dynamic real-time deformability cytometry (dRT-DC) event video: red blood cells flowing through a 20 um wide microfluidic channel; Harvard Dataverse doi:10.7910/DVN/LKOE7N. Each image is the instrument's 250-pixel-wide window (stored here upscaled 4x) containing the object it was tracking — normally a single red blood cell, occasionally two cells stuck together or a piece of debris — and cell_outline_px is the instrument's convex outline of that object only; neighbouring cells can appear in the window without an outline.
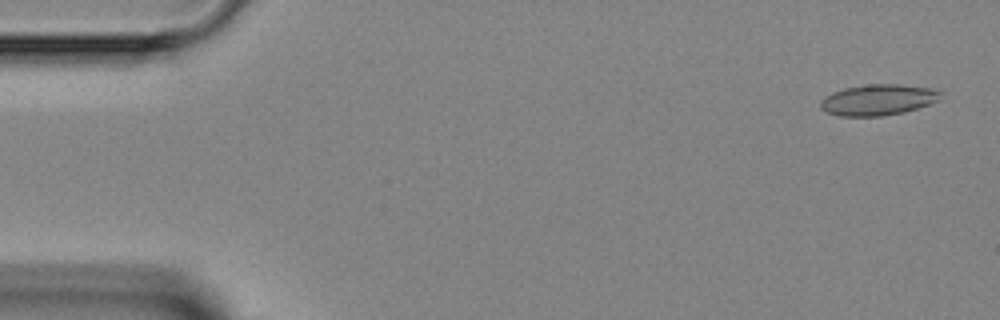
{"species": "Egyptian fruit bat (a non-hibernating species)", "species_latin": "Rousettus aegyptiacus", "temperature_condition": "room temperature", "stored_images_in_passage": 10, "camera_frame_rate_fps": 3000, "um_per_image_px": 0.085, "animal": {"sex": "female"}, "frame": {"image": 1, "passage_image": 2, "time_ms": 0.333, "image_size_px": [1000, 320], "cell_outline_px": [[944, 92], [940, 100], [904, 112], [884, 116], [840, 116], [828, 112], [820, 108], [820, 100], [824, 96], [832, 92], [844, 88], [868, 84], [896, 84], [932, 88]], "centroid_in_image_um": [74.64, 8.48], "position_along_channel_um": 10.4, "area_um2": 21.79}}